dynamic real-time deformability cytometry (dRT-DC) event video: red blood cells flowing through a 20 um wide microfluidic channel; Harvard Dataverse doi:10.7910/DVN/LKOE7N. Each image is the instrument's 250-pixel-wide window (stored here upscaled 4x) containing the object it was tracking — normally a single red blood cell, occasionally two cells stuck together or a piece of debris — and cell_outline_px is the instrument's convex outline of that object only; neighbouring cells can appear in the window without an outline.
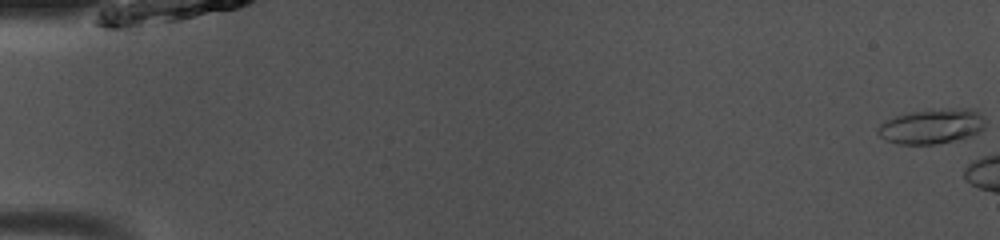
{"species": "common noctule bat (a hibernating species)", "species_latin": "Nyctalus noctula", "temperature_condition": "room temperature", "stored_images_in_passage": 6, "camera_frame_rate_fps": 3000, "um_per_image_px": 0.085, "animal": {"sex": "male", "body_mass_g": 13.0, "forearm_length_mm": 53.1}, "frame": {"image": 1, "passage_image": 1, "time_ms": 0.0, "image_size_px": [1000, 240], "cell_outline_px": [[984, 128], [980, 132], [972, 136], [936, 144], [900, 144], [888, 140], [880, 136], [876, 132], [876, 128], [884, 120], [908, 112], [952, 108], [972, 108], [984, 116]], "centroid_in_image_um": [79.21, 10.73], "position_along_channel_um": 5.8, "area_um2": 21.96}}